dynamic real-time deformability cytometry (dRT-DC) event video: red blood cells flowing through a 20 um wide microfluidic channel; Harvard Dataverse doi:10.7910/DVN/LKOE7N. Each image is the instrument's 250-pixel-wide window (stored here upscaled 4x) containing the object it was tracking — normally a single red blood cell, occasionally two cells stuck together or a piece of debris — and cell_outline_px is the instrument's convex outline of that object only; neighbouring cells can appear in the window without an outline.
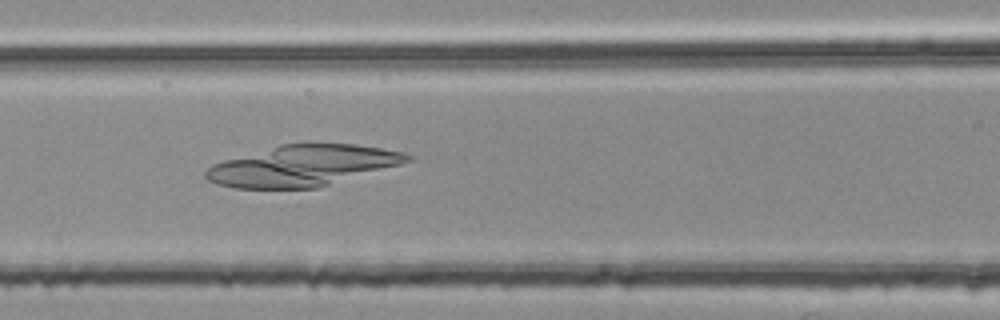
{"species": "common noctule bat (a hibernating species)", "species_latin": "Nyctalus noctula", "temperature_condition": "room temperature", "stored_images_in_passage": 54, "camera_frame_rate_fps": 3000, "um_per_image_px": 0.085, "animal": {"sex": "female", "body_mass_g": 25.1}, "frame": {"image": 1, "passage_image": 24, "time_ms": 7.667, "image_size_px": [1000, 320], "cell_outline_px": [[412, 160], [400, 164], [320, 188], [232, 188], [216, 184], [208, 180], [204, 176], [204, 172], [212, 164], [224, 160], [280, 144], [356, 144], [404, 152], [412, 156]], "centroid_in_image_um": [25.7, 14.09], "position_along_channel_um": 140.9, "area_um2": 47.92}}
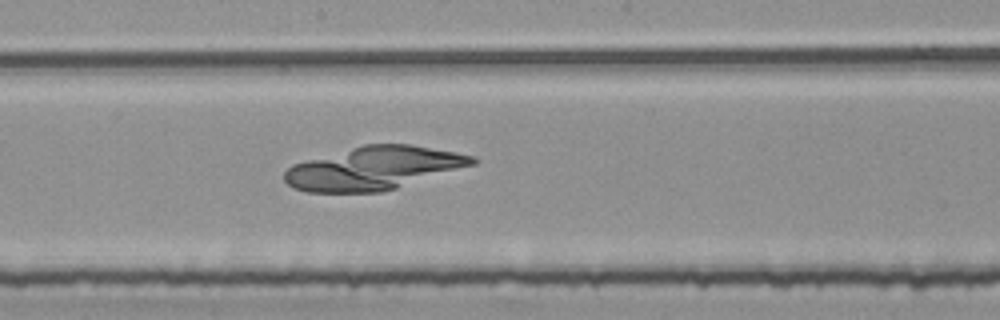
{"frame": {"image": 2, "passage_image": 30, "time_ms": 9.667, "image_size_px": [1000, 320], "cell_outline_px": [[480, 160], [476, 164], [396, 188], [380, 192], [308, 192], [292, 188], [284, 180], [284, 172], [292, 164], [364, 144], [412, 144], [456, 152], [476, 156]], "centroid_in_image_um": [31.79, 14.29], "position_along_channel_um": 216.4, "area_um2": 47.22}}
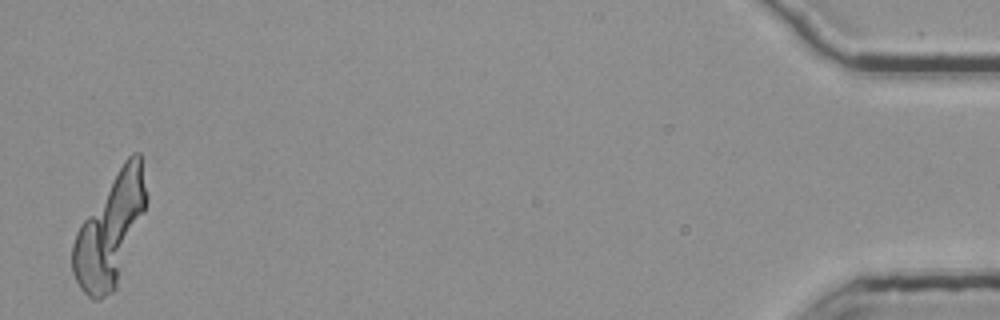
{"frame": {"image": 3, "passage_image": 54, "time_ms": 17.667, "image_size_px": [1000, 320], "cell_outline_px": [[148, 196], [144, 212], [116, 288], [112, 292], [100, 300], [92, 300], [80, 288], [72, 272], [72, 244], [76, 232], [80, 224], [124, 160], [132, 152], [140, 152]], "centroid_in_image_um": [9.35, 19.58], "position_along_channel_um": 425.8, "area_um2": 47.16}}